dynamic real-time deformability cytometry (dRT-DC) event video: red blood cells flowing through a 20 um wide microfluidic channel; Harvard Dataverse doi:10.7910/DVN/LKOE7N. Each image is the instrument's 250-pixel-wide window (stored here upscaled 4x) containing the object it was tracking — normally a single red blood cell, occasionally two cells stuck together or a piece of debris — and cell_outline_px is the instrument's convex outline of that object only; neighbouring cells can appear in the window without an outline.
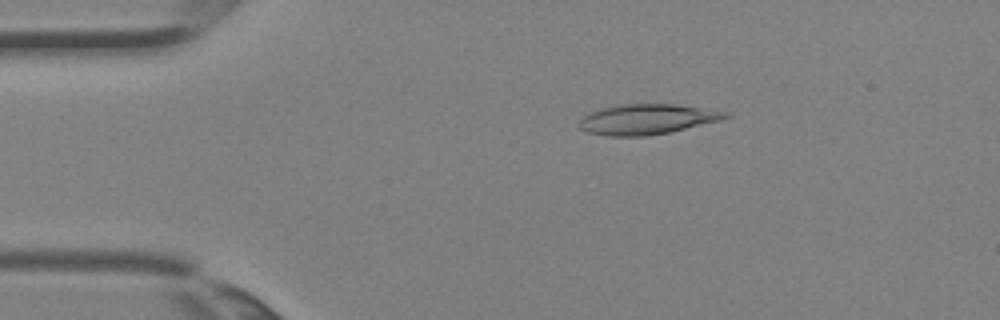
{"species": "Egyptian fruit bat (a non-hibernating species)", "species_latin": "Rousettus aegyptiacus", "temperature_condition": "room temperature", "stored_images_in_passage": 5, "camera_frame_rate_fps": 3000, "um_per_image_px": 0.085, "animal": {"sex": "female"}, "frame": {"image": 1, "passage_image": 5, "time_ms": 1.333, "image_size_px": [1000, 320], "cell_outline_px": [[732, 116], [720, 120], [668, 132], [644, 136], [608, 136], [588, 132], [580, 128], [580, 116], [588, 112], [600, 108], [616, 104], [676, 104], [732, 112]], "centroid_in_image_um": [54.98, 10.12], "position_along_channel_um": 30.0, "area_um2": 25.89}}